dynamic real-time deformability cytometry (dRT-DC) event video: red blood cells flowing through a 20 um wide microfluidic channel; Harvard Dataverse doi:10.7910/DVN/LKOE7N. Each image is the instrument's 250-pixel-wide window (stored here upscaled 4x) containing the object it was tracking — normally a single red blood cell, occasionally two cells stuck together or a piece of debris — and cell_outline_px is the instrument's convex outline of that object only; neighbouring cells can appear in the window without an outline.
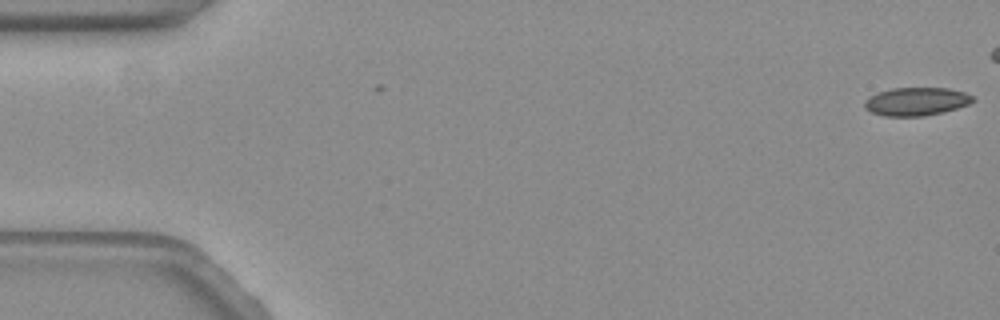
{"species": "common noctule bat (a hibernating species)", "species_latin": "Nyctalus noctula", "temperature_condition": "warm", "stored_images_in_passage": 3, "camera_frame_rate_fps": 3000, "um_per_image_px": 0.085, "animal": {"sex": "female", "body_mass_g": 19.3, "forearm_length_mm": 54.1}, "frame": {"image": 1, "passage_image": 1, "time_ms": 0.0, "image_size_px": [1000, 320], "cell_outline_px": [[976, 100], [968, 104], [944, 112], [924, 116], [884, 116], [872, 112], [864, 108], [864, 100], [868, 96], [876, 92], [892, 88], [948, 88], [964, 92], [972, 96]], "centroid_in_image_um": [77.85, 8.62], "position_along_channel_um": 7.2, "area_um2": 17.92}}